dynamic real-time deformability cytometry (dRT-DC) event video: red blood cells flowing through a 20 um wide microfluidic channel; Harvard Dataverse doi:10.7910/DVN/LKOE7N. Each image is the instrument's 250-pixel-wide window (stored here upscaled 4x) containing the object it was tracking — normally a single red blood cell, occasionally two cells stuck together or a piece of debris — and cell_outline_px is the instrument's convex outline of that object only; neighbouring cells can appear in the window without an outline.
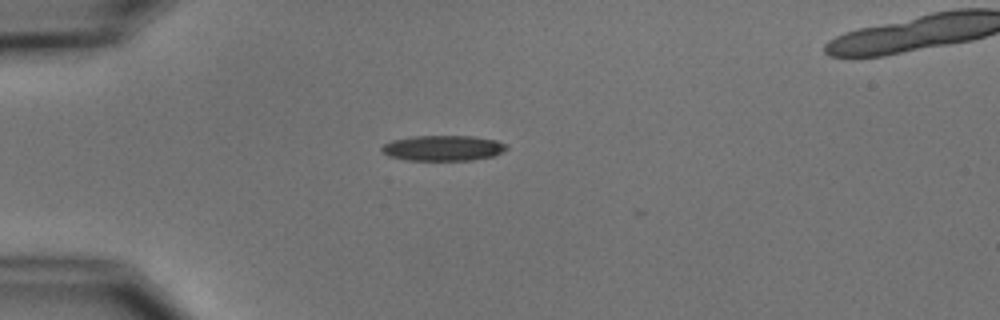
{"species": "common noctule bat (a hibernating species)", "species_latin": "Nyctalus noctula", "temperature_condition": "cold", "stored_images_in_passage": 2, "camera_frame_rate_fps": 3000, "um_per_image_px": 0.085, "animal": {"sex": "male", "body_mass_g": 15.6}, "frame": {"image": 1, "passage_image": 1, "time_ms": 0.0, "image_size_px": [1000, 320], "cell_outline_px": [[508, 148], [492, 156], [472, 160], [408, 160], [388, 156], [380, 148], [384, 144], [392, 140], [412, 136], [476, 136], [496, 140], [508, 144]], "centroid_in_image_um": [37.67, 12.58], "position_along_channel_um": 47.3, "area_um2": 18.5}}